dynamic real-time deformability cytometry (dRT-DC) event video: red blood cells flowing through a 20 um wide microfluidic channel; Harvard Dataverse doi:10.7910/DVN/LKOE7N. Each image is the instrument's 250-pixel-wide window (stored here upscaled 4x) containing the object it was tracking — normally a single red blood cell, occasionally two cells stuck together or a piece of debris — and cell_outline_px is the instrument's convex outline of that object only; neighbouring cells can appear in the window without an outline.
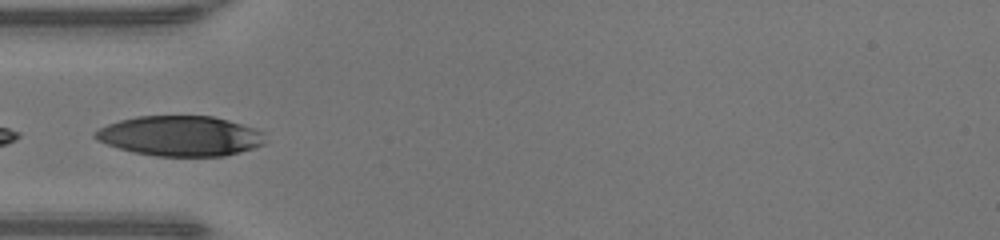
{"species": "human", "species_latin": "Homo sapiens", "temperature_condition": "warm", "stored_images_in_passage": 14, "camera_frame_rate_fps": 3000, "um_per_image_px": 0.085, "donor": {"sex": "male"}, "frame": {"image": 1, "passage_image": 12, "time_ms": 3.667, "image_size_px": [1000, 240], "cell_outline_px": [[264, 144], [252, 148], [224, 156], [156, 156], [136, 152], [120, 148], [96, 140], [92, 136], [100, 128], [108, 124], [120, 120], [136, 116], [212, 116], [228, 120], [264, 132]], "centroid_in_image_um": [15.31, 11.55], "position_along_channel_um": 69.7, "area_um2": 39.36}}